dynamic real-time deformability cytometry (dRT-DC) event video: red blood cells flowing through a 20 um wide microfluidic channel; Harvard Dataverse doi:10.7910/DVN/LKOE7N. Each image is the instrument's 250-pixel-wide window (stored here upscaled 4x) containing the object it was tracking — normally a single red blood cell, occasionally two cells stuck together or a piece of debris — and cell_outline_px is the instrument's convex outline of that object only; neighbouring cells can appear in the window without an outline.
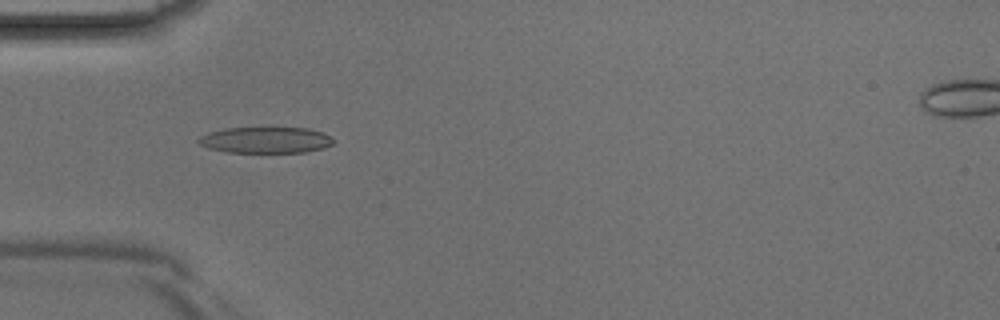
{"species": "Egyptian fruit bat (a non-hibernating species)", "species_latin": "Rousettus aegyptiacus", "temperature_condition": "room temperature", "stored_images_in_passage": 42, "camera_frame_rate_fps": 3000, "um_per_image_px": 0.085, "animal": {"sex": "male"}, "frame": {"image": 1, "passage_image": 12, "time_ms": 3.667, "image_size_px": [1000, 320], "cell_outline_px": [[336, 140], [332, 144], [324, 148], [304, 152], [228, 152], [208, 148], [200, 144], [196, 140], [200, 136], [208, 132], [224, 128], [308, 128], [324, 132]], "centroid_in_image_um": [22.59, 11.9], "position_along_channel_um": 62.4, "area_um2": 20.63}}
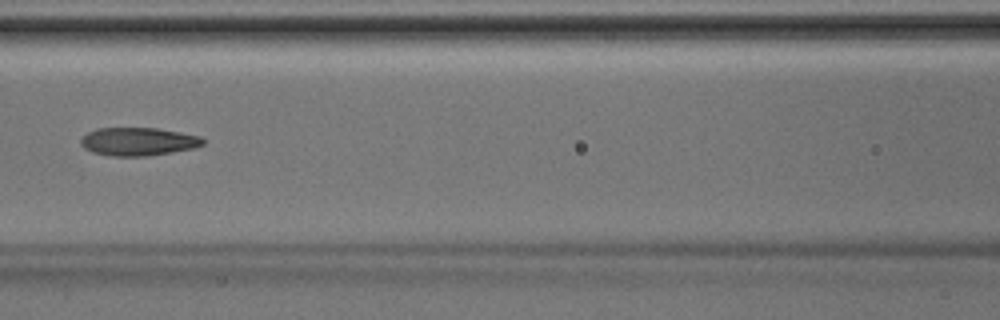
{"frame": {"image": 2, "passage_image": 18, "time_ms": 5.667, "image_size_px": [1000, 320], "cell_outline_px": [[204, 144], [192, 148], [148, 156], [112, 156], [92, 152], [84, 148], [80, 144], [80, 140], [88, 132], [96, 128], [156, 128], [180, 132], [200, 136], [204, 140]], "centroid_in_image_um": [11.72, 12.03], "position_along_channel_um": 154.9, "area_um2": 19.94}}
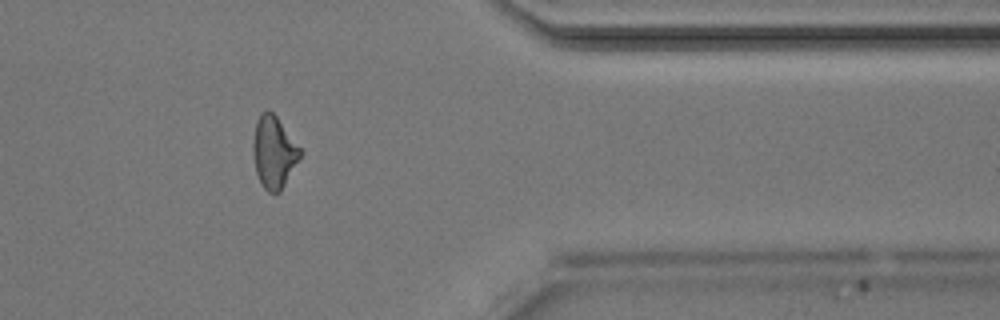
{"frame": {"image": 3, "passage_image": 34, "time_ms": 11.0, "image_size_px": [1000, 320], "cell_outline_px": [[304, 152], [280, 192], [268, 192], [260, 184], [256, 172], [252, 152], [252, 144], [256, 124], [260, 112], [268, 108], [276, 116]], "centroid_in_image_um": [23.28, 12.93], "position_along_channel_um": 388.1, "area_um2": 19.94}}